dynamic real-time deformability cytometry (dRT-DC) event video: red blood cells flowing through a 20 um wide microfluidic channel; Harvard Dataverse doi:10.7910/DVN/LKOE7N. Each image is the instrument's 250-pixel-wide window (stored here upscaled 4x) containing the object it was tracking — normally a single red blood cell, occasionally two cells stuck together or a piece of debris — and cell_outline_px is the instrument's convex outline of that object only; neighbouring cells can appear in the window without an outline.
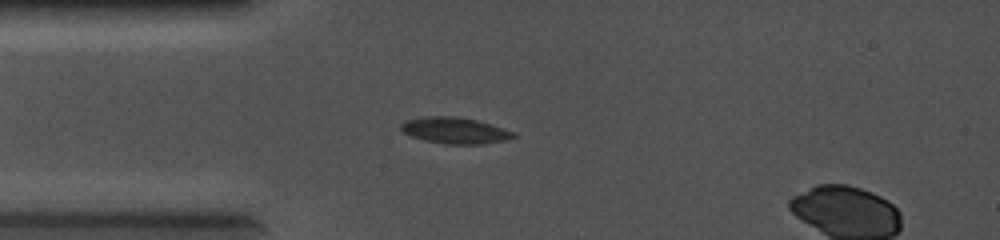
{"species": "common noctule bat (a hibernating species)", "species_latin": "Nyctalus noctula", "temperature_condition": "cold", "stored_images_in_passage": 42, "camera_frame_rate_fps": 5000, "um_per_image_px": 0.085, "animal": {"sex": "female", "body_mass_g": 19.0, "forearm_length_mm": 56.7}, "frame": {"image": 1, "passage_image": 11, "time_ms": 2.0, "image_size_px": [1000, 240], "cell_outline_px": [[520, 136], [508, 140], [484, 144], [444, 144], [424, 140], [412, 136], [404, 132], [400, 128], [400, 124], [404, 120], [424, 116], [456, 116], [476, 120], [492, 124], [516, 132]], "centroid_in_image_um": [38.72, 11.09], "position_along_channel_um": 46.3, "area_um2": 17.57}}
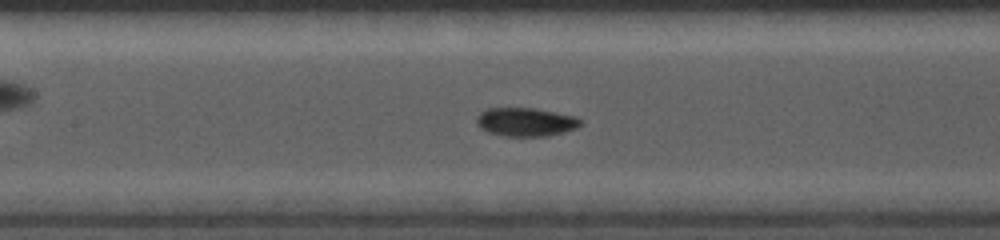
{"frame": {"image": 2, "passage_image": 19, "time_ms": 3.6, "image_size_px": [1000, 240], "cell_outline_px": [[580, 124], [576, 128], [564, 132], [548, 136], [504, 136], [488, 132], [480, 128], [476, 124], [476, 116], [480, 112], [488, 108], [536, 108], [576, 116], [580, 120]], "centroid_in_image_um": [44.65, 10.36], "position_along_channel_um": 162.7, "area_um2": 17.4}}
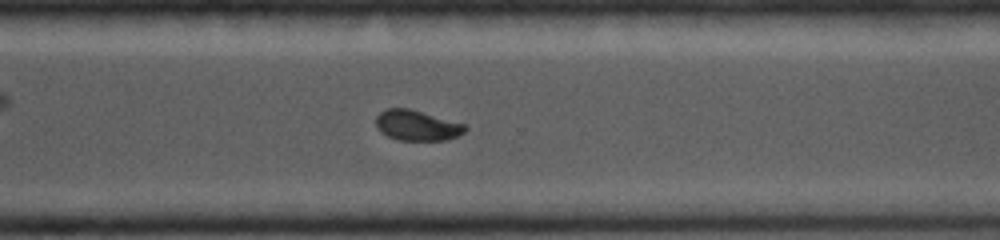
{"frame": {"image": 3, "passage_image": 30, "time_ms": 5.8, "image_size_px": [1000, 240], "cell_outline_px": [[468, 128], [460, 136], [448, 140], [396, 140], [380, 132], [376, 128], [376, 116], [380, 112], [388, 108], [408, 108], [468, 124]], "centroid_in_image_um": [35.48, 10.66], "position_along_channel_um": 335.1, "area_um2": 16.13}}